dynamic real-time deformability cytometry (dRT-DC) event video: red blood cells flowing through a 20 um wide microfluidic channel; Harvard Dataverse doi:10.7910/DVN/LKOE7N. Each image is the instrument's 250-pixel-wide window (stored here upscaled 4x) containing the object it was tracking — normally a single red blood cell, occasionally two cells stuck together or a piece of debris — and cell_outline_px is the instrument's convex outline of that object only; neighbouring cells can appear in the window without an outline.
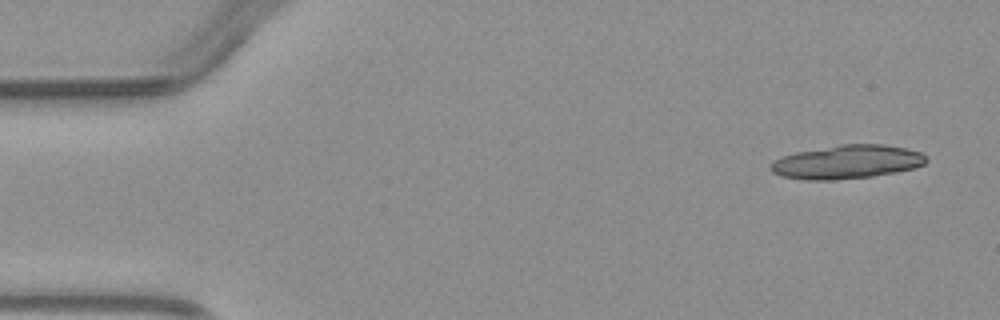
{"species": "common noctule bat (a hibernating species)", "species_latin": "Nyctalus noctula", "temperature_condition": "warm", "stored_images_in_passage": 3, "camera_frame_rate_fps": 3000, "um_per_image_px": 0.085, "animal": {"sex": "male", "body_mass_g": 23.1, "forearm_length_mm": 52.7}, "frame": {"image": 1, "passage_image": 1, "time_ms": 0.0, "image_size_px": [1000, 320], "cell_outline_px": [[928, 160], [924, 164], [912, 168], [896, 172], [872, 176], [836, 180], [804, 180], [780, 176], [772, 172], [768, 168], [776, 160], [784, 156], [796, 152], [840, 144], [884, 144], [908, 148], [920, 152], [928, 156]], "centroid_in_image_um": [72.02, 13.76], "position_along_channel_um": 13.0, "area_um2": 30.63}}